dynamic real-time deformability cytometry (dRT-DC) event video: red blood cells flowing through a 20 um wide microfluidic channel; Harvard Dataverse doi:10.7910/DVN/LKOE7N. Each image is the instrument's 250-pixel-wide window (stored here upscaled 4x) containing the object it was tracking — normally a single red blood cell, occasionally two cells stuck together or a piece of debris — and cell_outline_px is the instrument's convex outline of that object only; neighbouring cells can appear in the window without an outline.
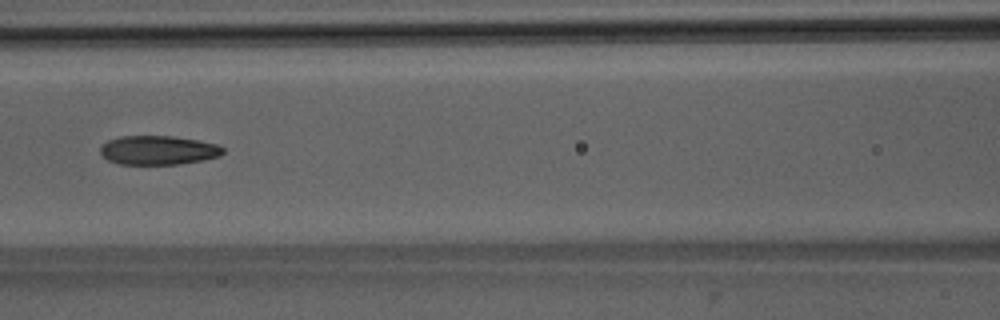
{"species": "Egyptian fruit bat (a non-hibernating species)", "species_latin": "Rousettus aegyptiacus", "temperature_condition": "room temperature", "stored_images_in_passage": 29, "camera_frame_rate_fps": 3000, "um_per_image_px": 0.085, "animal": {"sex": "male"}, "frame": {"image": 1, "passage_image": 8, "time_ms": 2.333, "image_size_px": [1000, 320], "cell_outline_px": [[224, 152], [220, 156], [180, 164], [120, 164], [108, 160], [100, 152], [100, 148], [108, 140], [120, 136], [172, 136], [196, 140], [216, 144], [224, 148]], "centroid_in_image_um": [13.44, 12.76], "position_along_channel_um": 153.2, "area_um2": 20.58}}
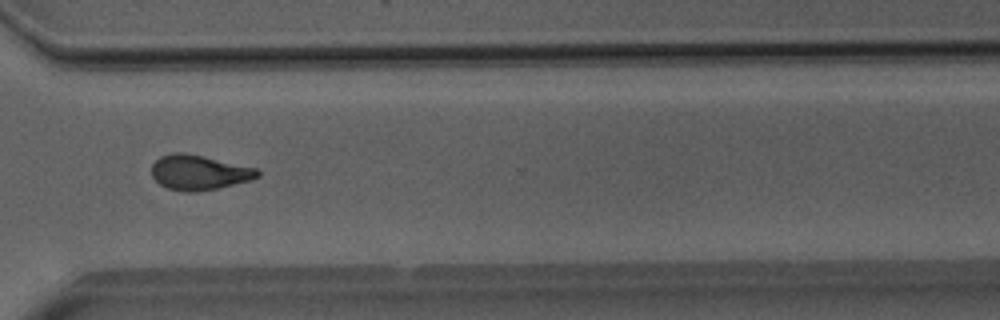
{"frame": {"image": 2, "passage_image": 23, "time_ms": 7.333, "image_size_px": [1000, 320], "cell_outline_px": [[260, 176], [252, 180], [216, 188], [196, 192], [184, 192], [168, 188], [160, 184], [152, 176], [152, 164], [160, 156], [172, 152], [184, 152], [204, 156], [256, 168], [260, 172]], "centroid_in_image_um": [16.91, 14.65], "position_along_channel_um": 353.7, "area_um2": 21.56}, "authors_computed_cell_mechanics": {"area_um2": 21.3282, "velocity_mm_per_s": 4.0165, "shape_relaxation_time_tau1_ms": 8.8948, "shape_relaxation_time_tau2_ms": 1.6538, "deformation_change_tau1": 0.2177, "deformation_change_tau2": 0.0853}}